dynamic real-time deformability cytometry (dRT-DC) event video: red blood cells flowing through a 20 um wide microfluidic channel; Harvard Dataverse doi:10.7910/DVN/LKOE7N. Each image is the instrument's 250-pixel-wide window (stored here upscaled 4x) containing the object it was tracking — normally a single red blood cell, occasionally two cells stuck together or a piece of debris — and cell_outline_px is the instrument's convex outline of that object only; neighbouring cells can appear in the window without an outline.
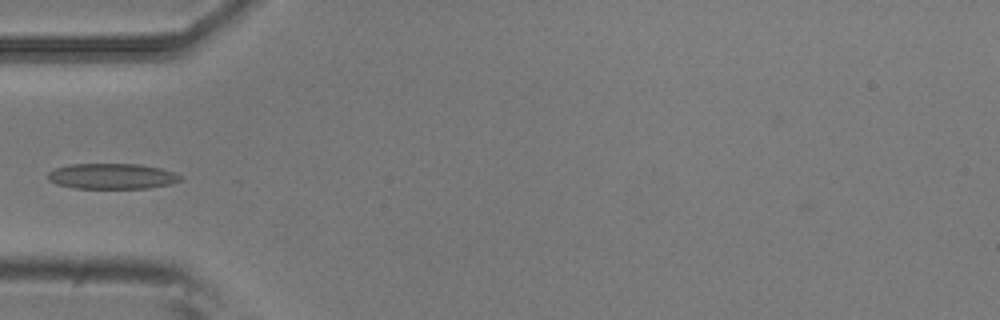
{"species": "common noctule bat (a hibernating species)", "species_latin": "Nyctalus noctula", "temperature_condition": "room temperature", "stored_images_in_passage": 5, "camera_frame_rate_fps": 3000, "um_per_image_px": 0.085, "animal": {"sex": "male", "body_mass_g": 20.5, "forearm_length_mm": 52.5}, "frame": {"image": 1, "passage_image": 4, "time_ms": 1.0, "image_size_px": [1000, 320], "cell_outline_px": [[184, 180], [168, 184], [148, 188], [76, 188], [56, 184], [48, 180], [48, 172], [56, 168], [72, 164], [140, 164], [160, 168], [172, 172], [180, 176]], "centroid_in_image_um": [9.51, 14.98], "position_along_channel_um": 75.5, "area_um2": 19.59}}
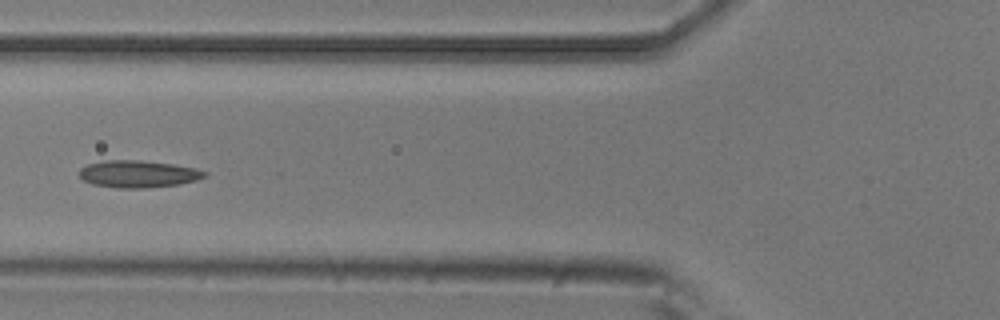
{"frame": {"image": 2, "passage_image": 5, "time_ms": 1.333, "image_size_px": [1000, 320], "cell_outline_px": [[208, 176], [196, 180], [180, 184], [144, 188], [116, 188], [92, 184], [84, 180], [80, 176], [80, 168], [88, 164], [104, 160], [140, 160], [172, 164], [196, 168], [208, 172]], "centroid_in_image_um": [11.77, 14.79], "position_along_channel_um": 114.0, "area_um2": 19.88}}